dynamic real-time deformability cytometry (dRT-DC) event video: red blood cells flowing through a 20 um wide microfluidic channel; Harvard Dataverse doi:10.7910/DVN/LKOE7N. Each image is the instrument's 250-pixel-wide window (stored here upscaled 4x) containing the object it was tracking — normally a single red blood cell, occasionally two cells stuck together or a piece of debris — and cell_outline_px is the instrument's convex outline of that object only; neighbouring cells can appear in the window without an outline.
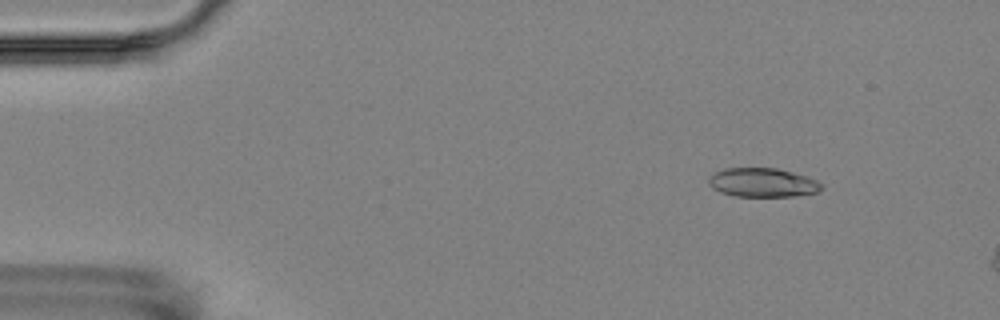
{"species": "Egyptian fruit bat (a non-hibernating species)", "species_latin": "Rousettus aegyptiacus", "temperature_condition": "room temperature", "stored_images_in_passage": 3, "camera_frame_rate_fps": 3000, "um_per_image_px": 0.085, "animal": {"sex": "female"}, "frame": {"image": 1, "passage_image": 1, "time_ms": 0.0, "image_size_px": [1000, 320], "cell_outline_px": [[824, 188], [820, 192], [796, 196], [736, 196], [720, 192], [712, 188], [708, 184], [708, 180], [716, 172], [724, 168], [776, 168], [792, 172], [816, 180]], "centroid_in_image_um": [64.83, 15.52], "position_along_channel_um": 20.2, "area_um2": 18.96}}